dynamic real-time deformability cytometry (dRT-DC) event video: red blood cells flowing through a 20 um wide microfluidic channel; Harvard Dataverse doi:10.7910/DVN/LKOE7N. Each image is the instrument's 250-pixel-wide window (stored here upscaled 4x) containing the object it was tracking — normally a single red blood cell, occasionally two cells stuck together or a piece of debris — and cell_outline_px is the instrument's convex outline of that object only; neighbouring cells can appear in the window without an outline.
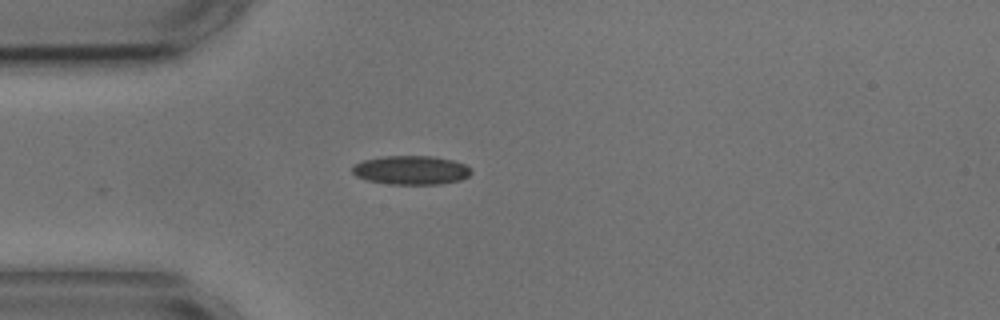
{"species": "common noctule bat (a hibernating species)", "species_latin": "Nyctalus noctula", "temperature_condition": "cold", "stored_images_in_passage": 3, "camera_frame_rate_fps": 3000, "um_per_image_px": 0.085, "animal": {"sex": "male", "body_mass_g": 17.9, "forearm_length_mm": 54.2}, "frame": {"image": 1, "passage_image": 2, "time_ms": 2.333, "image_size_px": [1000, 320], "cell_outline_px": [[472, 172], [468, 176], [460, 180], [440, 184], [388, 184], [368, 180], [356, 176], [352, 172], [352, 164], [364, 160], [384, 156], [432, 156], [452, 160], [464, 164], [472, 168]], "centroid_in_image_um": [34.94, 14.46], "position_along_channel_um": 50.1, "area_um2": 20.06}}